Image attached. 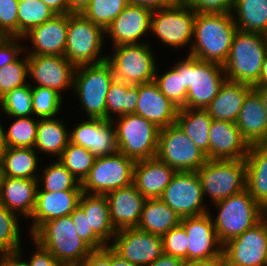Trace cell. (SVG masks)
Here are the masks:
<instances>
[{
	"mask_svg": "<svg viewBox=\"0 0 267 266\" xmlns=\"http://www.w3.org/2000/svg\"><path fill=\"white\" fill-rule=\"evenodd\" d=\"M237 30L233 13H197L189 55L223 66Z\"/></svg>",
	"mask_w": 267,
	"mask_h": 266,
	"instance_id": "1",
	"label": "cell"
},
{
	"mask_svg": "<svg viewBox=\"0 0 267 266\" xmlns=\"http://www.w3.org/2000/svg\"><path fill=\"white\" fill-rule=\"evenodd\" d=\"M267 49L261 33L237 30L223 68L226 79L259 86L262 64Z\"/></svg>",
	"mask_w": 267,
	"mask_h": 266,
	"instance_id": "2",
	"label": "cell"
},
{
	"mask_svg": "<svg viewBox=\"0 0 267 266\" xmlns=\"http://www.w3.org/2000/svg\"><path fill=\"white\" fill-rule=\"evenodd\" d=\"M174 68L182 73L183 86L187 89L185 108L205 109L226 80L222 65L190 55L175 64Z\"/></svg>",
	"mask_w": 267,
	"mask_h": 266,
	"instance_id": "3",
	"label": "cell"
},
{
	"mask_svg": "<svg viewBox=\"0 0 267 266\" xmlns=\"http://www.w3.org/2000/svg\"><path fill=\"white\" fill-rule=\"evenodd\" d=\"M31 236L64 266H78L93 251L77 234L70 215L45 222Z\"/></svg>",
	"mask_w": 267,
	"mask_h": 266,
	"instance_id": "4",
	"label": "cell"
},
{
	"mask_svg": "<svg viewBox=\"0 0 267 266\" xmlns=\"http://www.w3.org/2000/svg\"><path fill=\"white\" fill-rule=\"evenodd\" d=\"M215 205L219 211L216 219L212 218V221L222 246L253 227L267 214L247 189Z\"/></svg>",
	"mask_w": 267,
	"mask_h": 266,
	"instance_id": "5",
	"label": "cell"
},
{
	"mask_svg": "<svg viewBox=\"0 0 267 266\" xmlns=\"http://www.w3.org/2000/svg\"><path fill=\"white\" fill-rule=\"evenodd\" d=\"M114 79L107 61L76 67L73 88L88 118L107 119L106 95Z\"/></svg>",
	"mask_w": 267,
	"mask_h": 266,
	"instance_id": "6",
	"label": "cell"
},
{
	"mask_svg": "<svg viewBox=\"0 0 267 266\" xmlns=\"http://www.w3.org/2000/svg\"><path fill=\"white\" fill-rule=\"evenodd\" d=\"M115 123L119 152L134 161L156 158L159 130L154 123L136 115H121Z\"/></svg>",
	"mask_w": 267,
	"mask_h": 266,
	"instance_id": "7",
	"label": "cell"
},
{
	"mask_svg": "<svg viewBox=\"0 0 267 266\" xmlns=\"http://www.w3.org/2000/svg\"><path fill=\"white\" fill-rule=\"evenodd\" d=\"M104 34L103 28L92 23L82 13L69 14L65 58L76 67L105 62L107 56H99Z\"/></svg>",
	"mask_w": 267,
	"mask_h": 266,
	"instance_id": "8",
	"label": "cell"
},
{
	"mask_svg": "<svg viewBox=\"0 0 267 266\" xmlns=\"http://www.w3.org/2000/svg\"><path fill=\"white\" fill-rule=\"evenodd\" d=\"M196 172L203 195L209 193L214 204L246 189L245 159L207 160Z\"/></svg>",
	"mask_w": 267,
	"mask_h": 266,
	"instance_id": "9",
	"label": "cell"
},
{
	"mask_svg": "<svg viewBox=\"0 0 267 266\" xmlns=\"http://www.w3.org/2000/svg\"><path fill=\"white\" fill-rule=\"evenodd\" d=\"M148 43L114 46V55L107 56L114 78L130 85L154 81L157 72L154 54Z\"/></svg>",
	"mask_w": 267,
	"mask_h": 266,
	"instance_id": "10",
	"label": "cell"
},
{
	"mask_svg": "<svg viewBox=\"0 0 267 266\" xmlns=\"http://www.w3.org/2000/svg\"><path fill=\"white\" fill-rule=\"evenodd\" d=\"M136 161L117 152L96 157L89 174L81 183L84 193L106 195L108 192L133 184Z\"/></svg>",
	"mask_w": 267,
	"mask_h": 266,
	"instance_id": "11",
	"label": "cell"
},
{
	"mask_svg": "<svg viewBox=\"0 0 267 266\" xmlns=\"http://www.w3.org/2000/svg\"><path fill=\"white\" fill-rule=\"evenodd\" d=\"M196 14L184 0H177L169 7L152 11L150 31L163 44L185 47L194 37Z\"/></svg>",
	"mask_w": 267,
	"mask_h": 266,
	"instance_id": "12",
	"label": "cell"
},
{
	"mask_svg": "<svg viewBox=\"0 0 267 266\" xmlns=\"http://www.w3.org/2000/svg\"><path fill=\"white\" fill-rule=\"evenodd\" d=\"M156 158L176 172L197 171L208 160L176 124L159 130Z\"/></svg>",
	"mask_w": 267,
	"mask_h": 266,
	"instance_id": "13",
	"label": "cell"
},
{
	"mask_svg": "<svg viewBox=\"0 0 267 266\" xmlns=\"http://www.w3.org/2000/svg\"><path fill=\"white\" fill-rule=\"evenodd\" d=\"M266 262L267 214L222 247V266H265Z\"/></svg>",
	"mask_w": 267,
	"mask_h": 266,
	"instance_id": "14",
	"label": "cell"
},
{
	"mask_svg": "<svg viewBox=\"0 0 267 266\" xmlns=\"http://www.w3.org/2000/svg\"><path fill=\"white\" fill-rule=\"evenodd\" d=\"M160 199L180 218L207 213L203 190L196 171L176 172Z\"/></svg>",
	"mask_w": 267,
	"mask_h": 266,
	"instance_id": "15",
	"label": "cell"
},
{
	"mask_svg": "<svg viewBox=\"0 0 267 266\" xmlns=\"http://www.w3.org/2000/svg\"><path fill=\"white\" fill-rule=\"evenodd\" d=\"M109 247L136 266H148L163 254L161 236L136 227L117 230Z\"/></svg>",
	"mask_w": 267,
	"mask_h": 266,
	"instance_id": "16",
	"label": "cell"
},
{
	"mask_svg": "<svg viewBox=\"0 0 267 266\" xmlns=\"http://www.w3.org/2000/svg\"><path fill=\"white\" fill-rule=\"evenodd\" d=\"M180 224L187 232V260H222L223 246L217 239L209 211L198 216L183 217Z\"/></svg>",
	"mask_w": 267,
	"mask_h": 266,
	"instance_id": "17",
	"label": "cell"
},
{
	"mask_svg": "<svg viewBox=\"0 0 267 266\" xmlns=\"http://www.w3.org/2000/svg\"><path fill=\"white\" fill-rule=\"evenodd\" d=\"M76 66L68 61L65 56L34 55L28 56V75L37 86L56 90L60 93L72 86Z\"/></svg>",
	"mask_w": 267,
	"mask_h": 266,
	"instance_id": "18",
	"label": "cell"
},
{
	"mask_svg": "<svg viewBox=\"0 0 267 266\" xmlns=\"http://www.w3.org/2000/svg\"><path fill=\"white\" fill-rule=\"evenodd\" d=\"M113 121L92 118L82 121L72 130L70 142L84 147L95 157L114 155L119 149Z\"/></svg>",
	"mask_w": 267,
	"mask_h": 266,
	"instance_id": "19",
	"label": "cell"
},
{
	"mask_svg": "<svg viewBox=\"0 0 267 266\" xmlns=\"http://www.w3.org/2000/svg\"><path fill=\"white\" fill-rule=\"evenodd\" d=\"M209 160L245 159L250 145L235 123L212 119L209 128Z\"/></svg>",
	"mask_w": 267,
	"mask_h": 266,
	"instance_id": "20",
	"label": "cell"
},
{
	"mask_svg": "<svg viewBox=\"0 0 267 266\" xmlns=\"http://www.w3.org/2000/svg\"><path fill=\"white\" fill-rule=\"evenodd\" d=\"M151 14V9L129 3L105 29V33L112 37L114 46L140 44L138 40L150 30Z\"/></svg>",
	"mask_w": 267,
	"mask_h": 266,
	"instance_id": "21",
	"label": "cell"
},
{
	"mask_svg": "<svg viewBox=\"0 0 267 266\" xmlns=\"http://www.w3.org/2000/svg\"><path fill=\"white\" fill-rule=\"evenodd\" d=\"M138 94L136 115L160 129L175 124L179 108L161 93L154 81L138 85Z\"/></svg>",
	"mask_w": 267,
	"mask_h": 266,
	"instance_id": "22",
	"label": "cell"
},
{
	"mask_svg": "<svg viewBox=\"0 0 267 266\" xmlns=\"http://www.w3.org/2000/svg\"><path fill=\"white\" fill-rule=\"evenodd\" d=\"M69 13L56 14L50 20L32 28L23 39L29 37L33 43L32 52L28 56L34 55H58L64 56Z\"/></svg>",
	"mask_w": 267,
	"mask_h": 266,
	"instance_id": "23",
	"label": "cell"
},
{
	"mask_svg": "<svg viewBox=\"0 0 267 266\" xmlns=\"http://www.w3.org/2000/svg\"><path fill=\"white\" fill-rule=\"evenodd\" d=\"M110 219L116 230L138 226L146 198L134 184L106 194Z\"/></svg>",
	"mask_w": 267,
	"mask_h": 266,
	"instance_id": "24",
	"label": "cell"
},
{
	"mask_svg": "<svg viewBox=\"0 0 267 266\" xmlns=\"http://www.w3.org/2000/svg\"><path fill=\"white\" fill-rule=\"evenodd\" d=\"M83 191L48 192L37 190L30 233L33 235L45 222L70 215L79 205Z\"/></svg>",
	"mask_w": 267,
	"mask_h": 266,
	"instance_id": "25",
	"label": "cell"
},
{
	"mask_svg": "<svg viewBox=\"0 0 267 266\" xmlns=\"http://www.w3.org/2000/svg\"><path fill=\"white\" fill-rule=\"evenodd\" d=\"M39 179L0 177V204L9 211L32 216L37 198ZM17 211V212H16Z\"/></svg>",
	"mask_w": 267,
	"mask_h": 266,
	"instance_id": "26",
	"label": "cell"
},
{
	"mask_svg": "<svg viewBox=\"0 0 267 266\" xmlns=\"http://www.w3.org/2000/svg\"><path fill=\"white\" fill-rule=\"evenodd\" d=\"M176 171L157 158L136 161L133 184L146 199L160 198Z\"/></svg>",
	"mask_w": 267,
	"mask_h": 266,
	"instance_id": "27",
	"label": "cell"
},
{
	"mask_svg": "<svg viewBox=\"0 0 267 266\" xmlns=\"http://www.w3.org/2000/svg\"><path fill=\"white\" fill-rule=\"evenodd\" d=\"M235 124L249 145L267 142V111L254 89L246 95Z\"/></svg>",
	"mask_w": 267,
	"mask_h": 266,
	"instance_id": "28",
	"label": "cell"
},
{
	"mask_svg": "<svg viewBox=\"0 0 267 266\" xmlns=\"http://www.w3.org/2000/svg\"><path fill=\"white\" fill-rule=\"evenodd\" d=\"M253 89L252 86L225 80L217 96L205 108L214 120L230 121L235 123L246 95Z\"/></svg>",
	"mask_w": 267,
	"mask_h": 266,
	"instance_id": "29",
	"label": "cell"
},
{
	"mask_svg": "<svg viewBox=\"0 0 267 266\" xmlns=\"http://www.w3.org/2000/svg\"><path fill=\"white\" fill-rule=\"evenodd\" d=\"M246 162V189L267 212V142L250 145Z\"/></svg>",
	"mask_w": 267,
	"mask_h": 266,
	"instance_id": "30",
	"label": "cell"
},
{
	"mask_svg": "<svg viewBox=\"0 0 267 266\" xmlns=\"http://www.w3.org/2000/svg\"><path fill=\"white\" fill-rule=\"evenodd\" d=\"M180 221L178 214L160 198L146 199L136 228L162 237Z\"/></svg>",
	"mask_w": 267,
	"mask_h": 266,
	"instance_id": "31",
	"label": "cell"
},
{
	"mask_svg": "<svg viewBox=\"0 0 267 266\" xmlns=\"http://www.w3.org/2000/svg\"><path fill=\"white\" fill-rule=\"evenodd\" d=\"M79 206L88 216L89 230H93L106 244L116 235L110 219L106 195L82 193Z\"/></svg>",
	"mask_w": 267,
	"mask_h": 266,
	"instance_id": "32",
	"label": "cell"
},
{
	"mask_svg": "<svg viewBox=\"0 0 267 266\" xmlns=\"http://www.w3.org/2000/svg\"><path fill=\"white\" fill-rule=\"evenodd\" d=\"M212 118L205 109L180 108L175 124L209 160V128Z\"/></svg>",
	"mask_w": 267,
	"mask_h": 266,
	"instance_id": "33",
	"label": "cell"
},
{
	"mask_svg": "<svg viewBox=\"0 0 267 266\" xmlns=\"http://www.w3.org/2000/svg\"><path fill=\"white\" fill-rule=\"evenodd\" d=\"M38 158L34 148L7 147L0 159L1 176L37 179Z\"/></svg>",
	"mask_w": 267,
	"mask_h": 266,
	"instance_id": "34",
	"label": "cell"
},
{
	"mask_svg": "<svg viewBox=\"0 0 267 266\" xmlns=\"http://www.w3.org/2000/svg\"><path fill=\"white\" fill-rule=\"evenodd\" d=\"M61 122L54 117L40 119L37 125L34 149L53 154L59 158L70 142V134L65 124Z\"/></svg>",
	"mask_w": 267,
	"mask_h": 266,
	"instance_id": "35",
	"label": "cell"
},
{
	"mask_svg": "<svg viewBox=\"0 0 267 266\" xmlns=\"http://www.w3.org/2000/svg\"><path fill=\"white\" fill-rule=\"evenodd\" d=\"M232 13L237 28L263 34L267 31V0H235Z\"/></svg>",
	"mask_w": 267,
	"mask_h": 266,
	"instance_id": "36",
	"label": "cell"
},
{
	"mask_svg": "<svg viewBox=\"0 0 267 266\" xmlns=\"http://www.w3.org/2000/svg\"><path fill=\"white\" fill-rule=\"evenodd\" d=\"M138 95V85H130L114 79L106 95L107 120H113L111 113L118 114L117 117L135 114Z\"/></svg>",
	"mask_w": 267,
	"mask_h": 266,
	"instance_id": "37",
	"label": "cell"
},
{
	"mask_svg": "<svg viewBox=\"0 0 267 266\" xmlns=\"http://www.w3.org/2000/svg\"><path fill=\"white\" fill-rule=\"evenodd\" d=\"M95 159L96 157L89 150L69 142L58 161L81 184L93 167Z\"/></svg>",
	"mask_w": 267,
	"mask_h": 266,
	"instance_id": "38",
	"label": "cell"
},
{
	"mask_svg": "<svg viewBox=\"0 0 267 266\" xmlns=\"http://www.w3.org/2000/svg\"><path fill=\"white\" fill-rule=\"evenodd\" d=\"M54 15L40 0L22 1L18 3V37H23L32 28L50 20Z\"/></svg>",
	"mask_w": 267,
	"mask_h": 266,
	"instance_id": "39",
	"label": "cell"
},
{
	"mask_svg": "<svg viewBox=\"0 0 267 266\" xmlns=\"http://www.w3.org/2000/svg\"><path fill=\"white\" fill-rule=\"evenodd\" d=\"M43 171L41 176L43 188L40 189L38 186V190L48 192L83 191L79 181L59 161L51 163Z\"/></svg>",
	"mask_w": 267,
	"mask_h": 266,
	"instance_id": "40",
	"label": "cell"
},
{
	"mask_svg": "<svg viewBox=\"0 0 267 266\" xmlns=\"http://www.w3.org/2000/svg\"><path fill=\"white\" fill-rule=\"evenodd\" d=\"M5 133L7 147L34 148L39 120L32 117H15Z\"/></svg>",
	"mask_w": 267,
	"mask_h": 266,
	"instance_id": "41",
	"label": "cell"
},
{
	"mask_svg": "<svg viewBox=\"0 0 267 266\" xmlns=\"http://www.w3.org/2000/svg\"><path fill=\"white\" fill-rule=\"evenodd\" d=\"M128 4V0H91L82 14L105 30Z\"/></svg>",
	"mask_w": 267,
	"mask_h": 266,
	"instance_id": "42",
	"label": "cell"
},
{
	"mask_svg": "<svg viewBox=\"0 0 267 266\" xmlns=\"http://www.w3.org/2000/svg\"><path fill=\"white\" fill-rule=\"evenodd\" d=\"M1 110L15 117H30L33 114L32 85L15 88L0 98Z\"/></svg>",
	"mask_w": 267,
	"mask_h": 266,
	"instance_id": "43",
	"label": "cell"
},
{
	"mask_svg": "<svg viewBox=\"0 0 267 266\" xmlns=\"http://www.w3.org/2000/svg\"><path fill=\"white\" fill-rule=\"evenodd\" d=\"M18 215L0 204V254L21 251Z\"/></svg>",
	"mask_w": 267,
	"mask_h": 266,
	"instance_id": "44",
	"label": "cell"
},
{
	"mask_svg": "<svg viewBox=\"0 0 267 266\" xmlns=\"http://www.w3.org/2000/svg\"><path fill=\"white\" fill-rule=\"evenodd\" d=\"M154 82L161 93L179 109L185 108L187 89L183 86L182 73L173 67L162 75H155Z\"/></svg>",
	"mask_w": 267,
	"mask_h": 266,
	"instance_id": "45",
	"label": "cell"
},
{
	"mask_svg": "<svg viewBox=\"0 0 267 266\" xmlns=\"http://www.w3.org/2000/svg\"><path fill=\"white\" fill-rule=\"evenodd\" d=\"M33 114L39 119L53 118L61 109L62 96L46 87H32Z\"/></svg>",
	"mask_w": 267,
	"mask_h": 266,
	"instance_id": "46",
	"label": "cell"
},
{
	"mask_svg": "<svg viewBox=\"0 0 267 266\" xmlns=\"http://www.w3.org/2000/svg\"><path fill=\"white\" fill-rule=\"evenodd\" d=\"M28 77V55L0 68V98L15 88L22 87Z\"/></svg>",
	"mask_w": 267,
	"mask_h": 266,
	"instance_id": "47",
	"label": "cell"
},
{
	"mask_svg": "<svg viewBox=\"0 0 267 266\" xmlns=\"http://www.w3.org/2000/svg\"><path fill=\"white\" fill-rule=\"evenodd\" d=\"M163 254L187 260V232L179 224L161 237Z\"/></svg>",
	"mask_w": 267,
	"mask_h": 266,
	"instance_id": "48",
	"label": "cell"
},
{
	"mask_svg": "<svg viewBox=\"0 0 267 266\" xmlns=\"http://www.w3.org/2000/svg\"><path fill=\"white\" fill-rule=\"evenodd\" d=\"M76 228V232L93 250H100L108 246L93 230H89L88 216L78 205L70 214Z\"/></svg>",
	"mask_w": 267,
	"mask_h": 266,
	"instance_id": "49",
	"label": "cell"
},
{
	"mask_svg": "<svg viewBox=\"0 0 267 266\" xmlns=\"http://www.w3.org/2000/svg\"><path fill=\"white\" fill-rule=\"evenodd\" d=\"M19 0H0V36L18 37Z\"/></svg>",
	"mask_w": 267,
	"mask_h": 266,
	"instance_id": "50",
	"label": "cell"
},
{
	"mask_svg": "<svg viewBox=\"0 0 267 266\" xmlns=\"http://www.w3.org/2000/svg\"><path fill=\"white\" fill-rule=\"evenodd\" d=\"M196 13H232L235 0H184Z\"/></svg>",
	"mask_w": 267,
	"mask_h": 266,
	"instance_id": "51",
	"label": "cell"
},
{
	"mask_svg": "<svg viewBox=\"0 0 267 266\" xmlns=\"http://www.w3.org/2000/svg\"><path fill=\"white\" fill-rule=\"evenodd\" d=\"M19 39L23 40V37L0 36V68L16 61L19 53L23 52V47L18 42Z\"/></svg>",
	"mask_w": 267,
	"mask_h": 266,
	"instance_id": "52",
	"label": "cell"
},
{
	"mask_svg": "<svg viewBox=\"0 0 267 266\" xmlns=\"http://www.w3.org/2000/svg\"><path fill=\"white\" fill-rule=\"evenodd\" d=\"M78 266H113V250L109 245L93 250Z\"/></svg>",
	"mask_w": 267,
	"mask_h": 266,
	"instance_id": "53",
	"label": "cell"
},
{
	"mask_svg": "<svg viewBox=\"0 0 267 266\" xmlns=\"http://www.w3.org/2000/svg\"><path fill=\"white\" fill-rule=\"evenodd\" d=\"M37 250L28 262L30 266H64L48 250L34 240Z\"/></svg>",
	"mask_w": 267,
	"mask_h": 266,
	"instance_id": "54",
	"label": "cell"
},
{
	"mask_svg": "<svg viewBox=\"0 0 267 266\" xmlns=\"http://www.w3.org/2000/svg\"><path fill=\"white\" fill-rule=\"evenodd\" d=\"M177 0H128L129 3L153 10L163 9L173 5Z\"/></svg>",
	"mask_w": 267,
	"mask_h": 266,
	"instance_id": "55",
	"label": "cell"
},
{
	"mask_svg": "<svg viewBox=\"0 0 267 266\" xmlns=\"http://www.w3.org/2000/svg\"><path fill=\"white\" fill-rule=\"evenodd\" d=\"M21 252L7 253L0 257V266H30L25 260L21 261Z\"/></svg>",
	"mask_w": 267,
	"mask_h": 266,
	"instance_id": "56",
	"label": "cell"
},
{
	"mask_svg": "<svg viewBox=\"0 0 267 266\" xmlns=\"http://www.w3.org/2000/svg\"><path fill=\"white\" fill-rule=\"evenodd\" d=\"M49 7L55 14H67V0H40Z\"/></svg>",
	"mask_w": 267,
	"mask_h": 266,
	"instance_id": "57",
	"label": "cell"
},
{
	"mask_svg": "<svg viewBox=\"0 0 267 266\" xmlns=\"http://www.w3.org/2000/svg\"><path fill=\"white\" fill-rule=\"evenodd\" d=\"M181 259L169 256L166 254H162L159 258H157L152 264L148 266H181Z\"/></svg>",
	"mask_w": 267,
	"mask_h": 266,
	"instance_id": "58",
	"label": "cell"
},
{
	"mask_svg": "<svg viewBox=\"0 0 267 266\" xmlns=\"http://www.w3.org/2000/svg\"><path fill=\"white\" fill-rule=\"evenodd\" d=\"M91 0H67L68 13L69 14H80L82 13Z\"/></svg>",
	"mask_w": 267,
	"mask_h": 266,
	"instance_id": "59",
	"label": "cell"
},
{
	"mask_svg": "<svg viewBox=\"0 0 267 266\" xmlns=\"http://www.w3.org/2000/svg\"><path fill=\"white\" fill-rule=\"evenodd\" d=\"M181 266H222V260H183Z\"/></svg>",
	"mask_w": 267,
	"mask_h": 266,
	"instance_id": "60",
	"label": "cell"
},
{
	"mask_svg": "<svg viewBox=\"0 0 267 266\" xmlns=\"http://www.w3.org/2000/svg\"><path fill=\"white\" fill-rule=\"evenodd\" d=\"M259 86H267V55L265 56L264 62L262 64Z\"/></svg>",
	"mask_w": 267,
	"mask_h": 266,
	"instance_id": "61",
	"label": "cell"
},
{
	"mask_svg": "<svg viewBox=\"0 0 267 266\" xmlns=\"http://www.w3.org/2000/svg\"><path fill=\"white\" fill-rule=\"evenodd\" d=\"M253 89L260 95L263 106L267 111V86H254Z\"/></svg>",
	"mask_w": 267,
	"mask_h": 266,
	"instance_id": "62",
	"label": "cell"
},
{
	"mask_svg": "<svg viewBox=\"0 0 267 266\" xmlns=\"http://www.w3.org/2000/svg\"><path fill=\"white\" fill-rule=\"evenodd\" d=\"M113 266H136L113 251Z\"/></svg>",
	"mask_w": 267,
	"mask_h": 266,
	"instance_id": "63",
	"label": "cell"
},
{
	"mask_svg": "<svg viewBox=\"0 0 267 266\" xmlns=\"http://www.w3.org/2000/svg\"><path fill=\"white\" fill-rule=\"evenodd\" d=\"M5 130L2 127V124L0 123V159L2 157V154L7 149L6 143H5Z\"/></svg>",
	"mask_w": 267,
	"mask_h": 266,
	"instance_id": "64",
	"label": "cell"
},
{
	"mask_svg": "<svg viewBox=\"0 0 267 266\" xmlns=\"http://www.w3.org/2000/svg\"><path fill=\"white\" fill-rule=\"evenodd\" d=\"M262 35H263V38H264V41H265V46H266V49H267V31H265Z\"/></svg>",
	"mask_w": 267,
	"mask_h": 266,
	"instance_id": "65",
	"label": "cell"
},
{
	"mask_svg": "<svg viewBox=\"0 0 267 266\" xmlns=\"http://www.w3.org/2000/svg\"><path fill=\"white\" fill-rule=\"evenodd\" d=\"M22 1H29V0H19V2H22ZM31 1H34V0H31Z\"/></svg>",
	"mask_w": 267,
	"mask_h": 266,
	"instance_id": "66",
	"label": "cell"
}]
</instances>
